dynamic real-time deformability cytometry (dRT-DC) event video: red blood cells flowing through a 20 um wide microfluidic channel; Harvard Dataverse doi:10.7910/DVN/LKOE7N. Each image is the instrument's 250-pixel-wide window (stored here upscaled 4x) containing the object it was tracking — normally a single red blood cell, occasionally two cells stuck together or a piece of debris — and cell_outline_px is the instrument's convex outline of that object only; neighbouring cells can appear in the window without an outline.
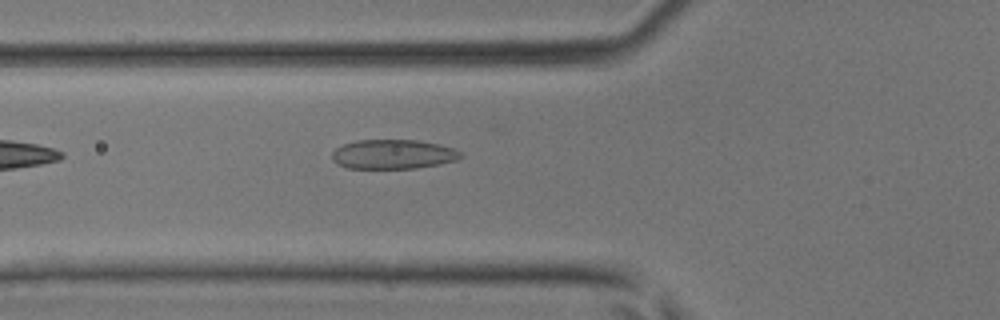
{"species": "common noctule bat (a hibernating species)", "species_latin": "Nyctalus noctula", "temperature_condition": "room temperature", "stored_images_in_passage": 31, "camera_frame_rate_fps": 3000, "um_per_image_px": 0.085, "animal": {"sex": "male", "body_mass_g": 17.9, "forearm_length_mm": 54.2}, "frame": {"image": 1, "passage_image": 3, "time_ms": 0.667, "image_size_px": [1000, 320], "cell_outline_px": [[464, 156], [456, 160], [440, 164], [416, 168], [348, 168], [336, 164], [332, 160], [332, 152], [336, 148], [344, 144], [356, 140], [416, 140], [456, 148]], "centroid_in_image_um": [33.41, 13.11], "position_along_channel_um": 92.4, "area_um2": 22.08}}
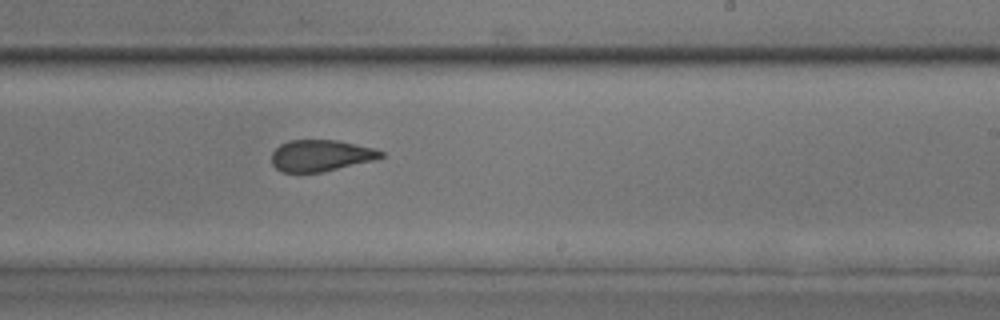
{"frame": {"image": 2, "passage_image": 14, "time_ms": 4.333, "image_size_px": [1000, 320], "cell_outline_px": [[384, 156], [376, 160], [324, 172], [280, 172], [272, 164], [272, 152], [280, 144], [288, 140], [336, 140], [372, 148], [384, 152]], "centroid_in_image_um": [27.26, 13.23], "position_along_channel_um": 261.7, "area_um2": 20.11}}
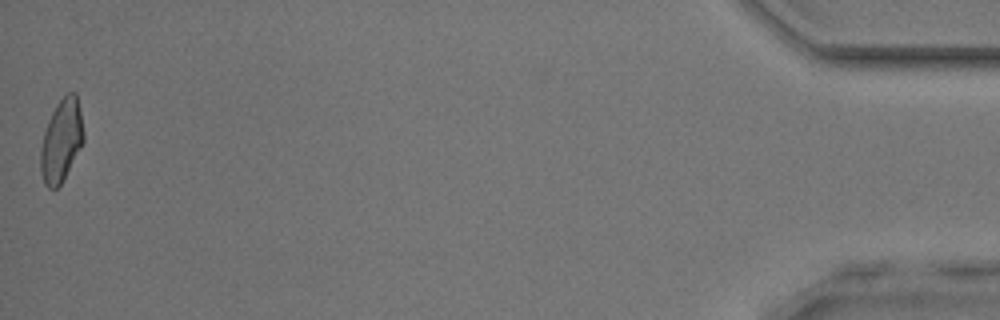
{"frame": {"image": 3, "passage_image": 31, "time_ms": 10.0, "image_size_px": [1000, 320], "cell_outline_px": [[84, 140], [80, 148], [60, 184], [56, 188], [48, 188], [44, 184], [40, 172], [40, 148], [44, 132], [48, 120], [56, 104], [68, 92], [76, 92], [84, 132]], "centroid_in_image_um": [5.2, 11.94], "position_along_channel_um": 430.0, "area_um2": 20.46}}